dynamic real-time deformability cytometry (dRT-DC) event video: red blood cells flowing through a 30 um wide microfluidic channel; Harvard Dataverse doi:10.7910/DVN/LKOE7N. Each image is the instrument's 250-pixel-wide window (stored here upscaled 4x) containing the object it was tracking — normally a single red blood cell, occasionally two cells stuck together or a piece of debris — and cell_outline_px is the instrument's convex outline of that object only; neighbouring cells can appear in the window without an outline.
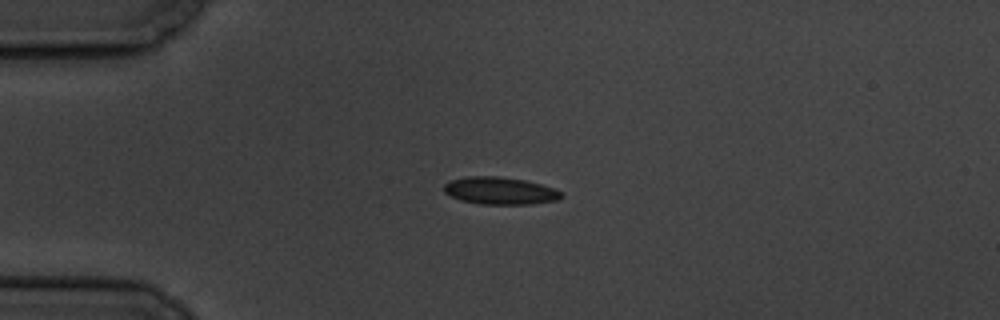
{"species": "common noctule bat (a hibernating species)", "species_latin": "Nyctalus noctula", "temperature_condition": "cold", "stored_images_in_passage": 3, "camera_frame_rate_fps": 3000, "um_per_image_px": 0.085, "animal": {"sex": "male", "body_mass_g": 19.5, "forearm_length_mm": 54.6}, "frame": {"image": 1, "passage_image": 2, "time_ms": 1.333, "image_size_px": [1000, 320], "cell_outline_px": [[564, 196], [560, 200], [532, 204], [480, 204], [460, 200], [444, 192], [444, 184], [452, 180], [464, 176], [500, 176], [524, 180], [556, 188], [564, 192]], "centroid_in_image_um": [42.56, 16.21], "position_along_channel_um": 42.4, "area_um2": 18.96}}